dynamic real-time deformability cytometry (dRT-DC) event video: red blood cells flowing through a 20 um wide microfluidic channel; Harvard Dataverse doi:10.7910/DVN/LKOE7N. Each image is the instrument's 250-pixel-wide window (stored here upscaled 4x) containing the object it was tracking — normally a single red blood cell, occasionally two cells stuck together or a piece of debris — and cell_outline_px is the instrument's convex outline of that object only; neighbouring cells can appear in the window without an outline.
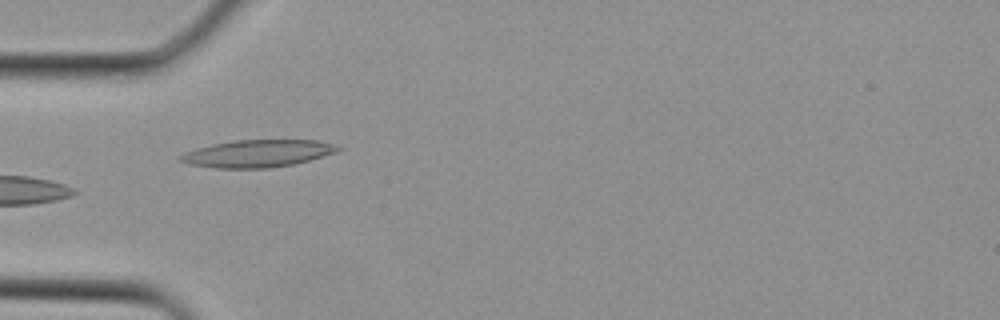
{"species": "Egyptian fruit bat (a non-hibernating species)", "species_latin": "Rousettus aegyptiacus", "temperature_condition": "cold", "stored_images_in_passage": 3, "camera_frame_rate_fps": 3000, "um_per_image_px": 0.085, "animal": {"sex": "female"}, "frame": {"image": 1, "passage_image": 3, "time_ms": 0.667, "image_size_px": [1000, 320], "cell_outline_px": [[344, 148], [336, 152], [308, 160], [292, 164], [268, 168], [216, 168], [188, 164], [180, 160], [176, 156], [184, 152], [196, 148], [212, 144], [236, 140], [316, 140], [332, 144]], "centroid_in_image_um": [21.84, 13.04], "position_along_channel_um": 63.2, "area_um2": 24.97}}